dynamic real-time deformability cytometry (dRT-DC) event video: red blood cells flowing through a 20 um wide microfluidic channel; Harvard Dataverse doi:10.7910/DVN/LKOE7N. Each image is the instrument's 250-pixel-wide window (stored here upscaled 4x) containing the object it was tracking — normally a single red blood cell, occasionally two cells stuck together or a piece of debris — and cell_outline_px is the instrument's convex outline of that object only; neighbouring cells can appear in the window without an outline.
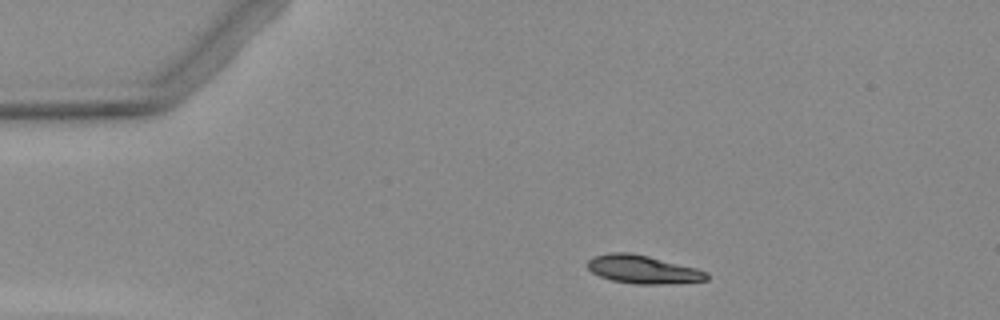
{"species": "Egyptian fruit bat (a non-hibernating species)", "species_latin": "Rousettus aegyptiacus", "temperature_condition": "warm", "stored_images_in_passage": 4, "camera_frame_rate_fps": 3000, "um_per_image_px": 0.085, "animal": {"sex": "female"}, "frame": {"image": 1, "passage_image": 1, "time_ms": 0.0, "image_size_px": [1000, 320], "cell_outline_px": [[708, 280], [660, 284], [636, 284], [612, 280], [600, 276], [592, 272], [588, 268], [588, 260], [596, 256], [608, 252], [628, 252], [648, 256], [696, 268], [708, 272]], "centroid_in_image_um": [54.64, 22.9], "position_along_channel_um": 30.4, "area_um2": 19.36}}
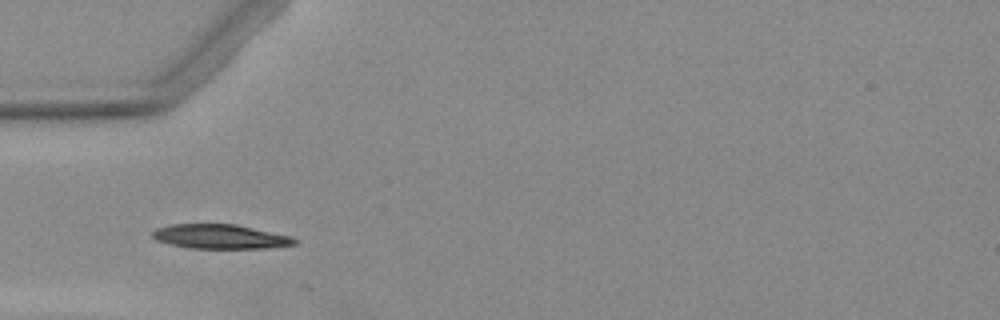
{"frame": {"image": 2, "passage_image": 3, "time_ms": 2.333, "image_size_px": [1000, 320], "cell_outline_px": [[296, 244], [264, 248], [188, 248], [168, 244], [156, 240], [152, 236], [152, 232], [156, 228], [172, 224], [236, 224], [292, 236], [296, 240]], "centroid_in_image_um": [18.69, 20.11], "position_along_channel_um": 66.3, "area_um2": 20.17}}
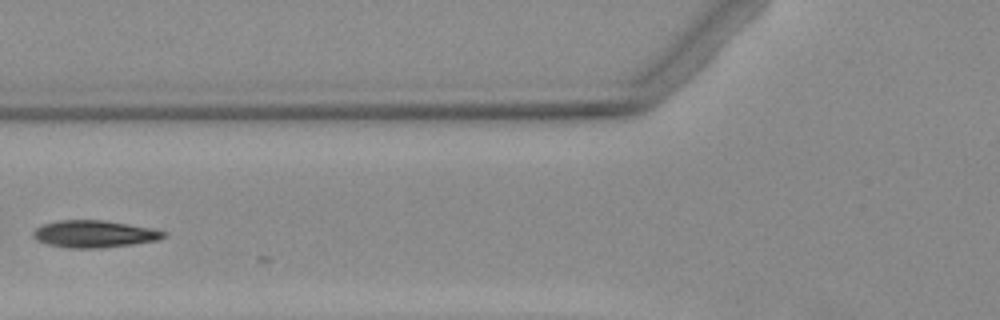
{"frame": {"image": 3, "passage_image": 4, "time_ms": 3.667, "image_size_px": [1000, 320], "cell_outline_px": [[168, 236], [160, 240], [132, 244], [100, 248], [68, 248], [48, 244], [36, 240], [32, 236], [32, 232], [36, 228], [44, 224], [60, 220], [104, 220], [156, 228], [168, 232]], "centroid_in_image_um": [8.08, 19.88], "position_along_channel_um": 117.7, "area_um2": 20.92}}